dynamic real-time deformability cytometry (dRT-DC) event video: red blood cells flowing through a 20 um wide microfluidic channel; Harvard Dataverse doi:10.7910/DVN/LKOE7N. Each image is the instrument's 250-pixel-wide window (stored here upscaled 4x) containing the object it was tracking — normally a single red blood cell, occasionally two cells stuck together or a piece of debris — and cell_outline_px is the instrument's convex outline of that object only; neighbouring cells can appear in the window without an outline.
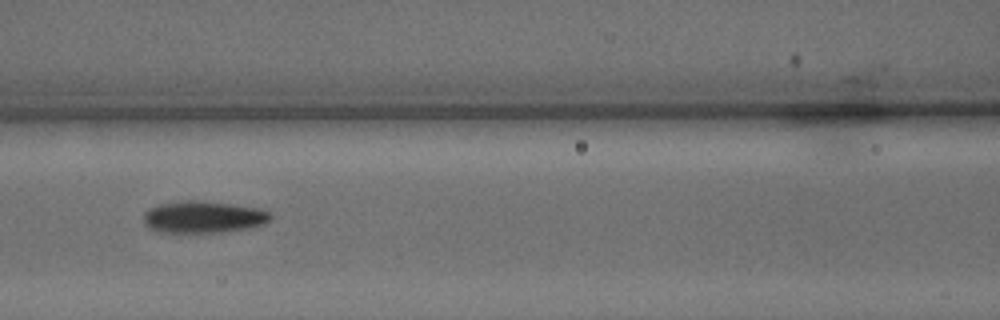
{"species": "common noctule bat (a hibernating species)", "species_latin": "Nyctalus noctula", "temperature_condition": "warm", "stored_images_in_passage": 45, "camera_frame_rate_fps": 3000, "um_per_image_px": 0.085, "animal": {"sex": "male", "body_mass_g": 15.6}, "frame": {"image": 1, "passage_image": 20, "time_ms": 6.333, "image_size_px": [1000, 320], "cell_outline_px": [[272, 216], [264, 224], [248, 228], [224, 232], [156, 232], [148, 228], [144, 224], [144, 212], [148, 208], [160, 204], [184, 200], [196, 200], [232, 204], [260, 208], [268, 212]], "centroid_in_image_um": [17.25, 18.44], "position_along_channel_um": 149.4, "area_um2": 23.7}}
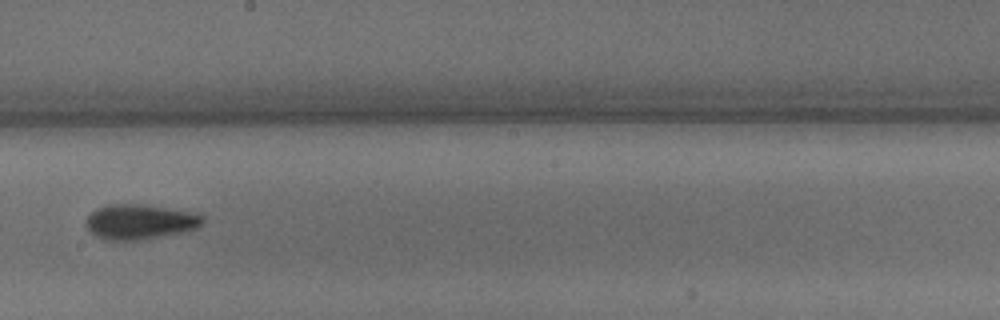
{"frame": {"image": 2, "passage_image": 26, "time_ms": 8.333, "image_size_px": [1000, 320], "cell_outline_px": [[204, 224], [196, 228], [184, 232], [144, 240], [104, 240], [96, 236], [84, 224], [88, 216], [96, 208], [108, 204], [136, 204], [188, 212], [204, 216]], "centroid_in_image_um": [11.86, 18.87], "position_along_channel_um": 236.3, "area_um2": 23.64}}